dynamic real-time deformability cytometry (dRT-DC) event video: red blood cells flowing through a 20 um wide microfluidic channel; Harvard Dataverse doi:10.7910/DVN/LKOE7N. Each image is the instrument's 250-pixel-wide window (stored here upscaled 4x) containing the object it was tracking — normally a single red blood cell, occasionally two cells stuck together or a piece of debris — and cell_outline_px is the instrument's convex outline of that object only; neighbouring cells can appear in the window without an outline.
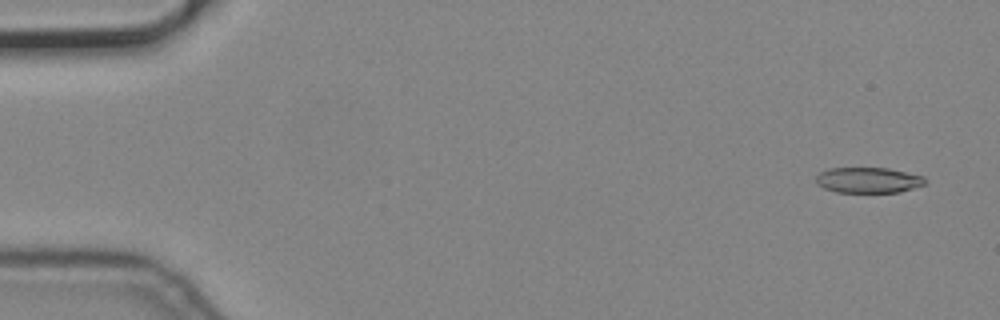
{"species": "common noctule bat (a hibernating species)", "species_latin": "Nyctalus noctula", "temperature_condition": "cold", "stored_images_in_passage": 7, "segment_of_instrument_passage": [2, 2], "camera_frame_rate_fps": 3000, "um_per_image_px": 0.085, "animal": {"sex": "male", "body_mass_g": 19.2, "forearm_length_mm": 51.8}, "frame": {"image": 1, "passage_image": 7, "time_ms": 2.0, "image_size_px": [1000, 320], "cell_outline_px": [[928, 180], [924, 184], [900, 192], [836, 192], [824, 188], [816, 184], [816, 176], [820, 172], [828, 168], [888, 168], [924, 176]], "centroid_in_image_um": [73.79, 15.31], "position_along_channel_um": 11.2, "area_um2": 16.3}}